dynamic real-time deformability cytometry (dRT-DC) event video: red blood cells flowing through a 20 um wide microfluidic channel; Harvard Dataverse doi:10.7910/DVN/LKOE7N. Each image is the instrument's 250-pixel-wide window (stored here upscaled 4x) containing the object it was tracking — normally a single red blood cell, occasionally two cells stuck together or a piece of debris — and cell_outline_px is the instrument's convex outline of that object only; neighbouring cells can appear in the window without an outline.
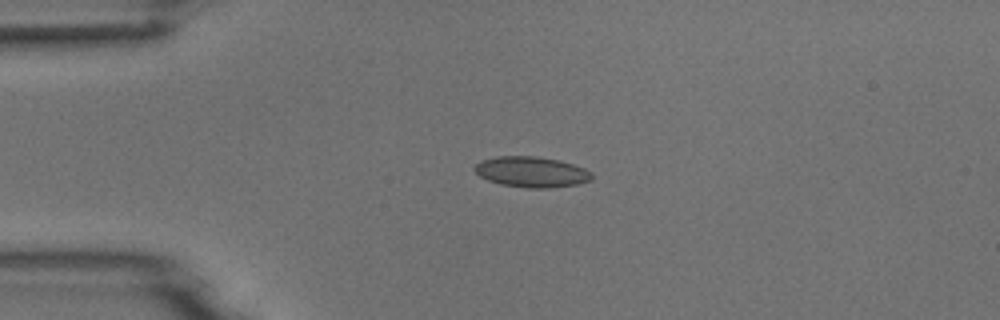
{"species": "common noctule bat (a hibernating species)", "species_latin": "Nyctalus noctula", "temperature_condition": "room temperature", "stored_images_in_passage": 42, "camera_frame_rate_fps": 3000, "um_per_image_px": 0.085, "animal": {"sex": "male", "body_mass_g": 18.8}, "frame": {"image": 1, "passage_image": 1, "time_ms": 0.0, "image_size_px": [1000, 320], "cell_outline_px": [[592, 180], [576, 184], [548, 188], [528, 188], [500, 184], [488, 180], [480, 176], [472, 168], [480, 160], [496, 156], [536, 156], [560, 160], [584, 168], [592, 172]], "centroid_in_image_um": [45.16, 14.6], "position_along_channel_um": 39.8, "area_um2": 20.98}}
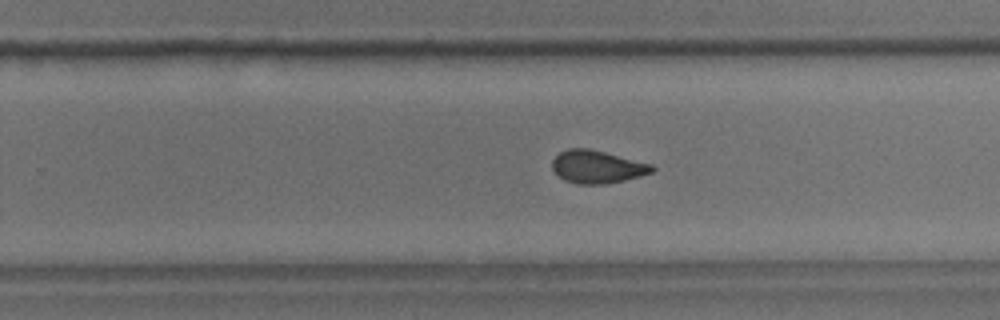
{"frame": {"image": 2, "passage_image": 22, "time_ms": 7.0, "image_size_px": [1000, 320], "cell_outline_px": [[656, 168], [652, 172], [640, 176], [624, 180], [604, 184], [576, 184], [564, 180], [552, 168], [552, 160], [560, 152], [568, 148], [588, 148], [652, 164]], "centroid_in_image_um": [50.75, 14.18], "position_along_channel_um": 279.0, "area_um2": 18.96}}
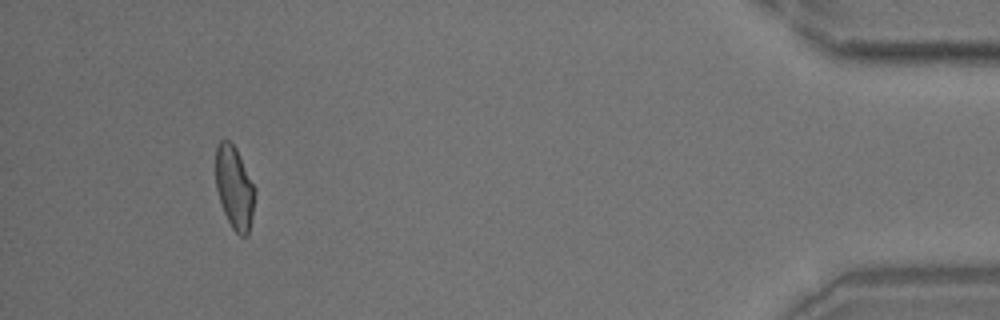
{"frame": {"image": 3, "passage_image": 38, "time_ms": 12.333, "image_size_px": [1000, 320], "cell_outline_px": [[256, 192], [252, 216], [248, 236], [240, 236], [232, 228], [224, 212], [216, 188], [216, 148], [220, 140], [228, 140], [236, 148], [256, 188]], "centroid_in_image_um": [19.94, 15.96], "position_along_channel_um": 415.3, "area_um2": 18.9}}